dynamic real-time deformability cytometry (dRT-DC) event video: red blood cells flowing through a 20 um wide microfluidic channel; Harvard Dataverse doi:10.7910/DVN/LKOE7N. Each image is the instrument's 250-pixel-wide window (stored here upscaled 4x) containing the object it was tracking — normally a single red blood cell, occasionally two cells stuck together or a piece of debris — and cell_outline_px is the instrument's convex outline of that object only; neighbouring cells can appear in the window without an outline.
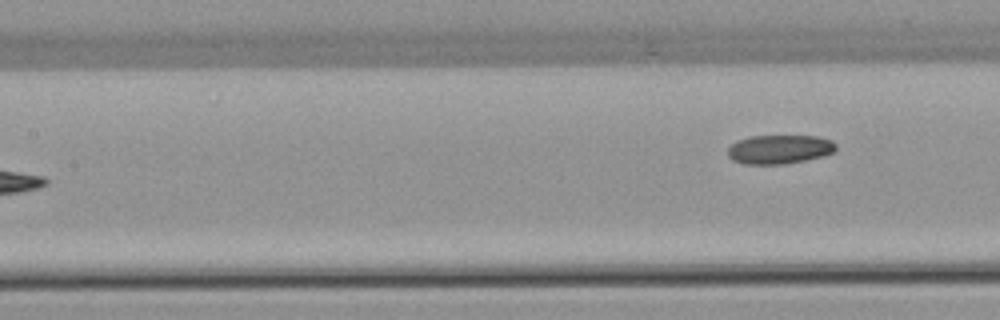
{"species": "common noctule bat (a hibernating species)", "species_latin": "Nyctalus noctula", "temperature_condition": "warm", "stored_images_in_passage": 7, "camera_frame_rate_fps": 3000, "um_per_image_px": 0.085, "animal": {"sex": "female", "body_mass_g": 22.7, "forearm_length_mm": 54.2}, "frame": {"image": 1, "passage_image": 7, "time_ms": 7.333, "image_size_px": [1000, 320], "cell_outline_px": [[836, 152], [824, 156], [784, 164], [744, 164], [732, 160], [728, 156], [728, 148], [736, 140], [748, 136], [816, 136], [832, 140], [836, 144]], "centroid_in_image_um": [66.25, 12.69], "position_along_channel_um": 141.1, "area_um2": 18.44}}